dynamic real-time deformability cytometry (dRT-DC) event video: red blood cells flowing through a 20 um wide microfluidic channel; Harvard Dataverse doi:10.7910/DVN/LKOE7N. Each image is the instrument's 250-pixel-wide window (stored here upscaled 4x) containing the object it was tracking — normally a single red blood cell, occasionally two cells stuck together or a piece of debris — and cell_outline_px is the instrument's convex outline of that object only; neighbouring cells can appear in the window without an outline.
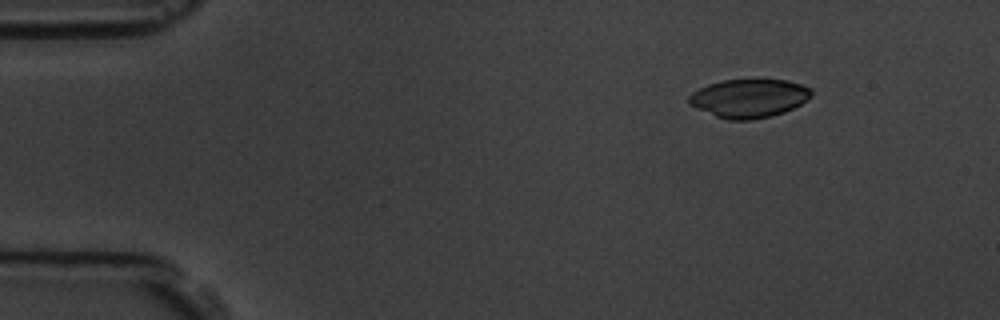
{"species": "common noctule bat (a hibernating species)", "species_latin": "Nyctalus noctula", "temperature_condition": "room temperature", "stored_images_in_passage": 4, "camera_frame_rate_fps": 3000, "um_per_image_px": 0.085, "animal": {"sex": "male", "body_mass_g": 19.5, "forearm_length_mm": 54.6}, "frame": {"image": 1, "passage_image": 2, "time_ms": 1.333, "image_size_px": [1000, 320], "cell_outline_px": [[812, 96], [808, 100], [784, 112], [772, 116], [752, 120], [728, 120], [716, 116], [696, 108], [688, 104], [688, 96], [692, 92], [708, 84], [724, 80], [788, 80], [812, 88]], "centroid_in_image_um": [63.67, 8.36], "position_along_channel_um": 21.3, "area_um2": 27.57}}
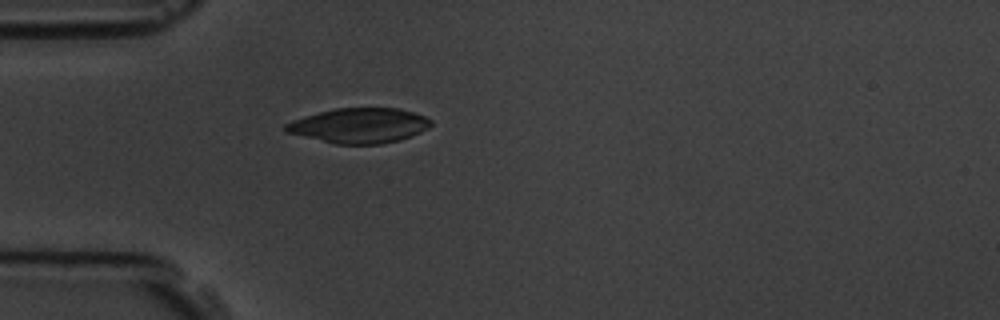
{"frame": {"image": 2, "passage_image": 4, "time_ms": 4.333, "image_size_px": [1000, 320], "cell_outline_px": [[432, 124], [428, 128], [412, 136], [400, 140], [380, 144], [336, 144], [284, 132], [284, 124], [292, 120], [304, 116], [336, 108], [400, 108], [424, 116], [432, 120]], "centroid_in_image_um": [30.53, 10.67], "position_along_channel_um": 54.5, "area_um2": 29.65}}